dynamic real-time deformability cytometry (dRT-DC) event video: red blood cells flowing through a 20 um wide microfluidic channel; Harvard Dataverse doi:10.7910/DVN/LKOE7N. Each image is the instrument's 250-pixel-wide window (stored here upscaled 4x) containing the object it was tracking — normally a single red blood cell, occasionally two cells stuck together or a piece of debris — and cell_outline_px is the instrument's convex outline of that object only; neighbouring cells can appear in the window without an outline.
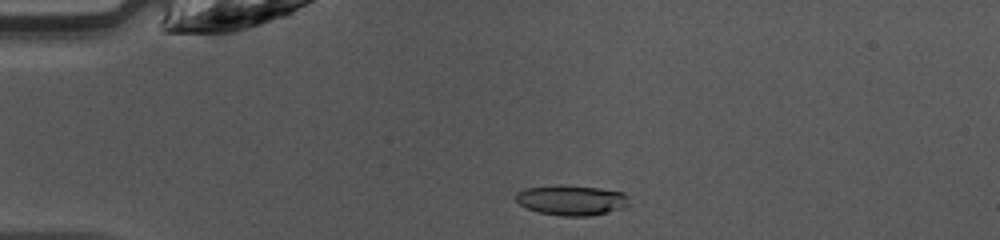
{"species": "common noctule bat (a hibernating species)", "species_latin": "Nyctalus noctula", "temperature_condition": "warm", "stored_images_in_passage": 47, "camera_frame_rate_fps": 3000, "um_per_image_px": 0.085, "animal": {"sex": "female", "body_mass_g": 10.0, "forearm_length_mm": 53.1}, "frame": {"image": 1, "passage_image": 11, "time_ms": 3.333, "image_size_px": [1000, 240], "cell_outline_px": [[628, 204], [624, 208], [608, 212], [588, 216], [560, 216], [540, 212], [528, 208], [520, 204], [516, 200], [516, 192], [524, 188], [560, 184], [600, 188], [624, 192], [628, 196]], "centroid_in_image_um": [48.59, 17.0], "position_along_channel_um": 36.4, "area_um2": 20.06}}
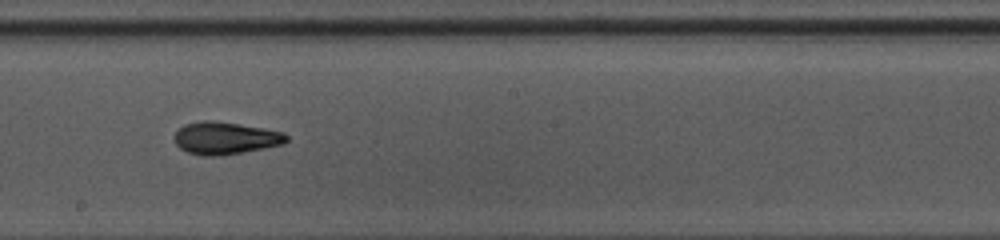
{"frame": {"image": 2, "passage_image": 27, "time_ms": 8.667, "image_size_px": [1000, 240], "cell_outline_px": [[288, 140], [284, 144], [264, 148], [220, 156], [200, 156], [188, 152], [180, 148], [176, 144], [176, 132], [184, 124], [204, 120], [212, 120], [240, 124], [264, 128], [284, 132], [288, 136]], "centroid_in_image_um": [19.18, 11.74], "position_along_channel_um": 229.0, "area_um2": 21.15}}
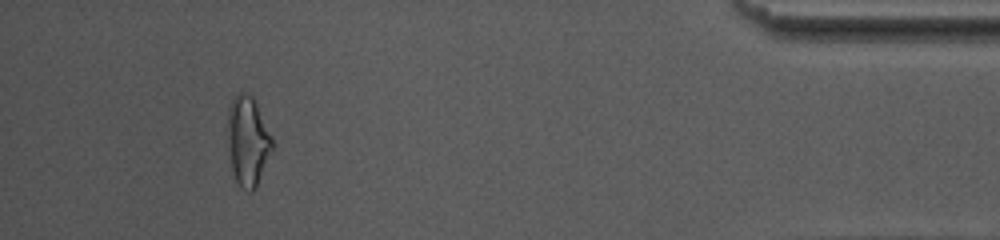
{"frame": {"image": 3, "passage_image": 44, "time_ms": 14.333, "image_size_px": [1000, 240], "cell_outline_px": [[276, 144], [256, 188], [252, 192], [248, 192], [240, 188], [232, 172], [228, 148], [228, 108], [232, 100], [240, 92], [244, 92], [252, 96], [256, 100]], "centroid_in_image_um": [21.1, 12.01], "position_along_channel_um": 414.1, "area_um2": 23.93}, "authors_computed_cell_mechanics": {"area_um2": 20.2878, "velocity_mm_per_s": 4.2456, "shape_relaxation_time_tau1_ms": 3.4475, "shape_relaxation_time_tau2_ms": 1.7163, "deformation_change_tau1": 0.1653, "deformation_change_tau2": 0.092}}